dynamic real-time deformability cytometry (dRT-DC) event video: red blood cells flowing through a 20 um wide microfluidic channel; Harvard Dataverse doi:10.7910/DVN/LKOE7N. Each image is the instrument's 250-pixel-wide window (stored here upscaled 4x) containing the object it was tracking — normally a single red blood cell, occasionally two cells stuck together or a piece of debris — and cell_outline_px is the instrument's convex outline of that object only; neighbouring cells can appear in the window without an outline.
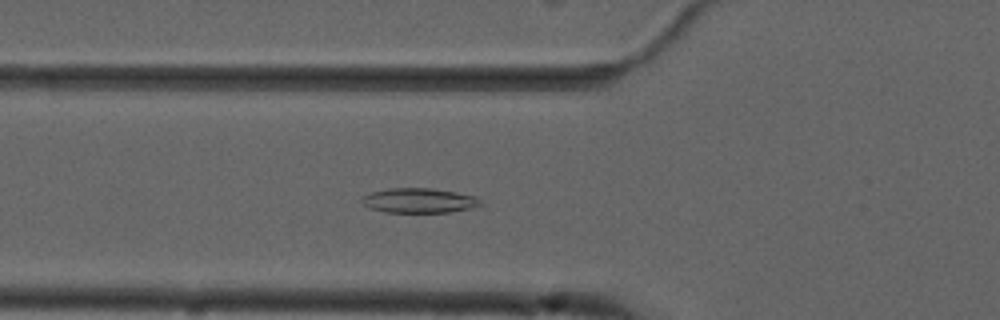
{"species": "common noctule bat (a hibernating species)", "species_latin": "Nyctalus noctula", "temperature_condition": "cold", "stored_images_in_passage": 30, "camera_frame_rate_fps": 3000, "um_per_image_px": 0.085, "animal": {"sex": "male", "forearm_length_mm": 52.5}, "frame": {"image": 1, "passage_image": 11, "time_ms": 3.333, "image_size_px": [1000, 320], "cell_outline_px": [[484, 204], [472, 208], [452, 212], [388, 212], [372, 208], [364, 204], [360, 200], [364, 196], [372, 192], [388, 188], [432, 188], [476, 196]], "centroid_in_image_um": [35.67, 17.04], "position_along_channel_um": 90.1, "area_um2": 16.99}}
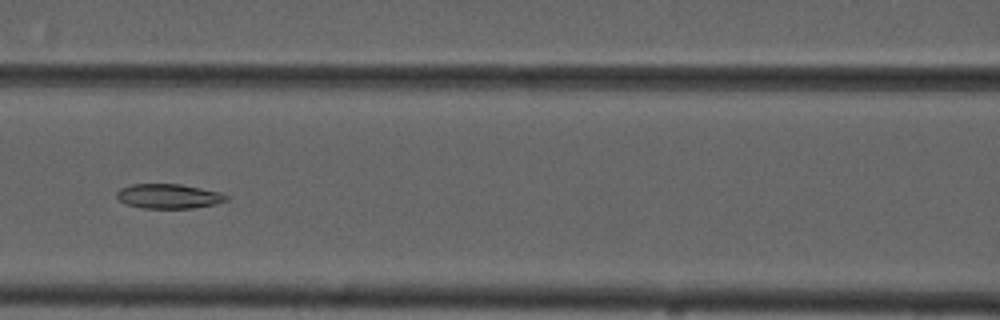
{"frame": {"image": 2, "passage_image": 16, "time_ms": 5.0, "image_size_px": [1000, 320], "cell_outline_px": [[228, 200], [216, 204], [192, 208], [144, 208], [128, 204], [120, 200], [116, 196], [116, 192], [120, 188], [132, 184], [180, 184], [220, 192], [228, 196]], "centroid_in_image_um": [14.35, 16.67], "position_along_channel_um": 152.3, "area_um2": 15.61}}